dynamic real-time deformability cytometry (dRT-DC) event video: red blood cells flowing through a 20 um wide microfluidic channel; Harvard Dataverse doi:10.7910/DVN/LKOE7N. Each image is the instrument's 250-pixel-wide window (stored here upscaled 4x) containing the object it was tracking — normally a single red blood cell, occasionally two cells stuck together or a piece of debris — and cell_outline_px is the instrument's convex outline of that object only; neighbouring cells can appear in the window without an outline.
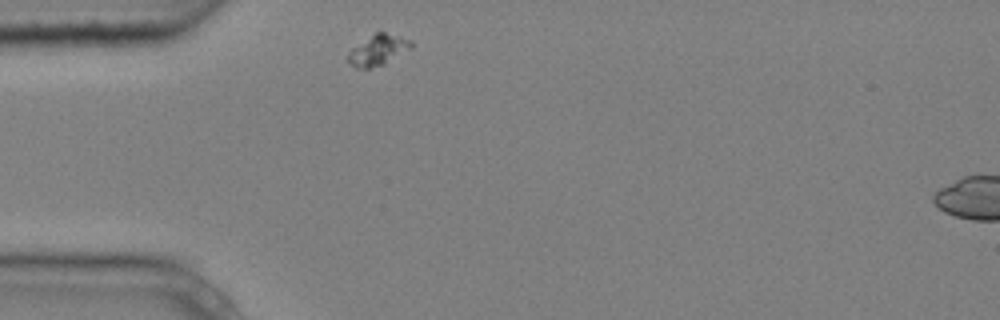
{"species": "common noctule bat (a hibernating species)", "species_latin": "Nyctalus noctula", "temperature_condition": "cold", "stored_images_in_passage": 2, "segment_of_instrument_passage": [1, 2], "camera_frame_rate_fps": 3000, "um_per_image_px": 0.085, "animal": {"sex": "male", "body_mass_g": 20.4}, "frame": {"image": 1, "passage_image": 1, "time_ms": 0.0, "image_size_px": [1000, 320], "cell_outline_px": [[412, 48], [384, 64], [368, 68], [356, 68], [348, 64], [348, 56], [352, 48], [376, 32], [384, 32], [400, 36], [412, 40]], "centroid_in_image_um": [32.15, 4.26], "position_along_channel_um": 52.8, "area_um2": 11.16}}